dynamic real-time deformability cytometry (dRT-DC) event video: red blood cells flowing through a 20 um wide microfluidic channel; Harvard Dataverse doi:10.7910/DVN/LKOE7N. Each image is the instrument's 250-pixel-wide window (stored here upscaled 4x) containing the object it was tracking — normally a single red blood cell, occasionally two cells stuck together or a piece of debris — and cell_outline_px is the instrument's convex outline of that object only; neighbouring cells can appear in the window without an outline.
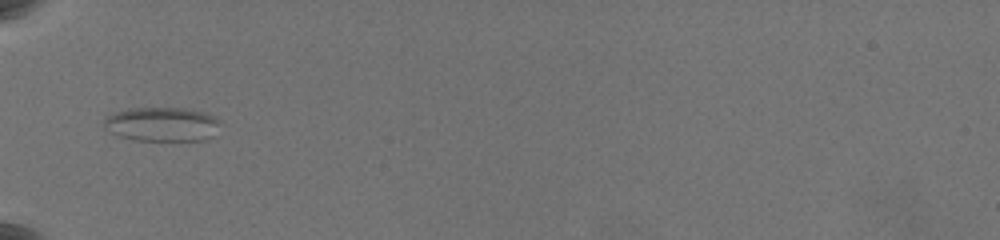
{"species": "common noctule bat (a hibernating species)", "species_latin": "Nyctalus noctula", "temperature_condition": "warm", "stored_images_in_passage": 4, "camera_frame_rate_fps": 3000, "um_per_image_px": 0.085, "animal": {"sex": "female", "body_mass_g": 19.5, "forearm_length_mm": 54.1}, "frame": {"image": 1, "passage_image": 1, "time_ms": 0.0, "image_size_px": [1000, 240], "cell_outline_px": [[220, 124], [212, 136], [208, 140], [132, 140], [108, 132], [104, 128], [104, 120], [108, 116], [116, 112], [128, 108], [188, 108], [204, 112], [216, 116], [220, 120]], "centroid_in_image_um": [13.79, 10.56], "position_along_channel_um": 71.2, "area_um2": 23.35}}